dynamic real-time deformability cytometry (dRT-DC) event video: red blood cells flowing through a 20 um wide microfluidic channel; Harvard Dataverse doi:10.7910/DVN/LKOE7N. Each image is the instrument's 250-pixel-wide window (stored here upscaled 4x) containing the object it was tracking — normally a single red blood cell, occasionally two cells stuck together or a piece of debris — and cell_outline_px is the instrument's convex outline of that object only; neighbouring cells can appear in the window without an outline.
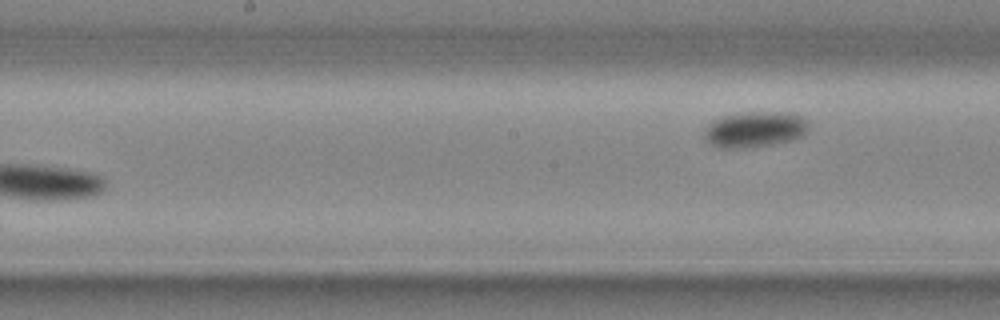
{"species": "common noctule bat (a hibernating species)", "species_latin": "Nyctalus noctula", "temperature_condition": "cold", "stored_images_in_passage": 9, "segment_of_instrument_passage": [2, 2], "camera_frame_rate_fps": 3000, "um_per_image_px": 0.085, "animal": {"sex": "male", "body_mass_g": 20.4}, "frame": {"image": 1, "passage_image": 9, "time_ms": 2.667, "image_size_px": [1000, 320], "cell_outline_px": [[808, 124], [804, 132], [800, 136], [792, 140], [772, 144], [740, 148], [720, 148], [712, 144], [704, 136], [704, 132], [708, 124], [724, 116], [748, 112], [788, 112], [804, 116]], "centroid_in_image_um": [64.18, 10.99], "position_along_channel_um": 184.0, "area_um2": 21.39}}